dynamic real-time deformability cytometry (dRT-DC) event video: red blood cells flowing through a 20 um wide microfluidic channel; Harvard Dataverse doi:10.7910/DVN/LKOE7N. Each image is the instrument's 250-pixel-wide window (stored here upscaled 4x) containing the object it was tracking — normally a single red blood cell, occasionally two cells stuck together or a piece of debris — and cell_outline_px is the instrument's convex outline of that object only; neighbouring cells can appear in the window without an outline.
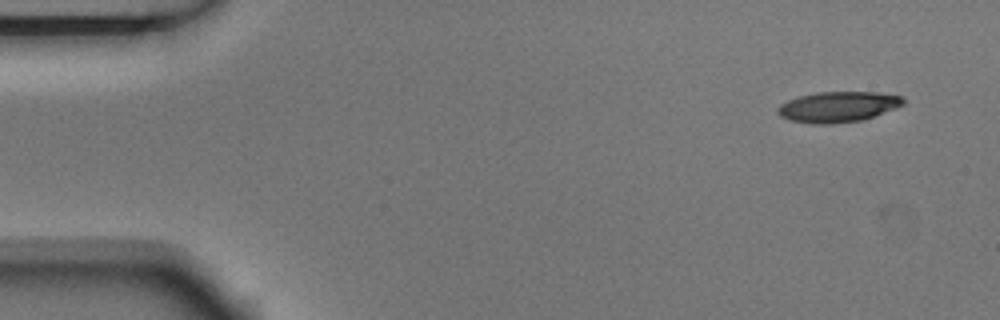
{"species": "Egyptian fruit bat (a non-hibernating species)", "species_latin": "Rousettus aegyptiacus", "temperature_condition": "room temperature", "stored_images_in_passage": 3, "camera_frame_rate_fps": 3000, "um_per_image_px": 0.085, "animal": {"sex": "male"}, "frame": {"image": 1, "passage_image": 1, "time_ms": 0.0, "image_size_px": [1000, 320], "cell_outline_px": [[904, 104], [896, 108], [860, 120], [832, 124], [812, 124], [792, 120], [780, 116], [776, 112], [776, 108], [780, 104], [788, 100], [800, 96], [816, 92], [876, 92], [904, 96]], "centroid_in_image_um": [71.21, 9.07], "position_along_channel_um": 13.8, "area_um2": 22.31}}
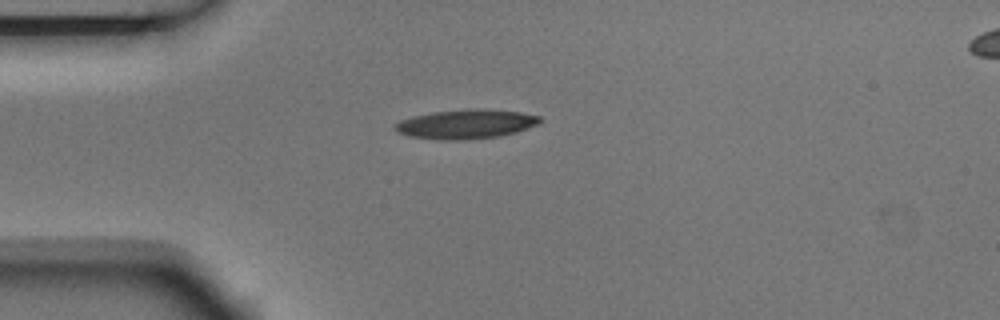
{"frame": {"image": 2, "passage_image": 3, "time_ms": 0.667, "image_size_px": [1000, 320], "cell_outline_px": [[544, 120], [536, 124], [516, 132], [500, 136], [464, 140], [440, 140], [408, 136], [396, 132], [392, 128], [392, 124], [400, 120], [412, 116], [432, 112], [468, 108], [476, 108], [520, 112], [540, 116]], "centroid_in_image_um": [39.54, 10.55], "position_along_channel_um": 45.5, "area_um2": 25.03}}